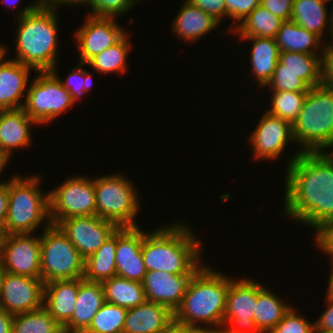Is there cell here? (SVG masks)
I'll list each match as a JSON object with an SVG mask.
<instances>
[{
    "instance_id": "obj_1",
    "label": "cell",
    "mask_w": 333,
    "mask_h": 333,
    "mask_svg": "<svg viewBox=\"0 0 333 333\" xmlns=\"http://www.w3.org/2000/svg\"><path fill=\"white\" fill-rule=\"evenodd\" d=\"M285 174L283 216L319 231L333 221V160L325 152H295Z\"/></svg>"
},
{
    "instance_id": "obj_2",
    "label": "cell",
    "mask_w": 333,
    "mask_h": 333,
    "mask_svg": "<svg viewBox=\"0 0 333 333\" xmlns=\"http://www.w3.org/2000/svg\"><path fill=\"white\" fill-rule=\"evenodd\" d=\"M15 57L13 60L29 66L35 72L57 69L58 15L57 9L36 0L23 6L17 14Z\"/></svg>"
},
{
    "instance_id": "obj_3",
    "label": "cell",
    "mask_w": 333,
    "mask_h": 333,
    "mask_svg": "<svg viewBox=\"0 0 333 333\" xmlns=\"http://www.w3.org/2000/svg\"><path fill=\"white\" fill-rule=\"evenodd\" d=\"M201 245L194 230L182 221L145 232L141 251L146 271L194 275L203 265Z\"/></svg>"
},
{
    "instance_id": "obj_4",
    "label": "cell",
    "mask_w": 333,
    "mask_h": 333,
    "mask_svg": "<svg viewBox=\"0 0 333 333\" xmlns=\"http://www.w3.org/2000/svg\"><path fill=\"white\" fill-rule=\"evenodd\" d=\"M232 279L204 263L190 279L174 320L188 326L222 328Z\"/></svg>"
},
{
    "instance_id": "obj_5",
    "label": "cell",
    "mask_w": 333,
    "mask_h": 333,
    "mask_svg": "<svg viewBox=\"0 0 333 333\" xmlns=\"http://www.w3.org/2000/svg\"><path fill=\"white\" fill-rule=\"evenodd\" d=\"M11 177L4 235L33 233L41 224H44L43 229L48 227L51 224L49 192L43 193L39 188L42 179L39 175Z\"/></svg>"
},
{
    "instance_id": "obj_6",
    "label": "cell",
    "mask_w": 333,
    "mask_h": 333,
    "mask_svg": "<svg viewBox=\"0 0 333 333\" xmlns=\"http://www.w3.org/2000/svg\"><path fill=\"white\" fill-rule=\"evenodd\" d=\"M294 141L301 152H326L333 146V89L310 88L292 125ZM325 149V150H324Z\"/></svg>"
},
{
    "instance_id": "obj_7",
    "label": "cell",
    "mask_w": 333,
    "mask_h": 333,
    "mask_svg": "<svg viewBox=\"0 0 333 333\" xmlns=\"http://www.w3.org/2000/svg\"><path fill=\"white\" fill-rule=\"evenodd\" d=\"M96 216L119 227H138L140 201L137 187L122 174L94 177Z\"/></svg>"
},
{
    "instance_id": "obj_8",
    "label": "cell",
    "mask_w": 333,
    "mask_h": 333,
    "mask_svg": "<svg viewBox=\"0 0 333 333\" xmlns=\"http://www.w3.org/2000/svg\"><path fill=\"white\" fill-rule=\"evenodd\" d=\"M41 245V280H74L83 278L84 259L58 225L43 229Z\"/></svg>"
},
{
    "instance_id": "obj_9",
    "label": "cell",
    "mask_w": 333,
    "mask_h": 333,
    "mask_svg": "<svg viewBox=\"0 0 333 333\" xmlns=\"http://www.w3.org/2000/svg\"><path fill=\"white\" fill-rule=\"evenodd\" d=\"M36 73L28 87L23 109L38 125L50 124L76 101L52 71Z\"/></svg>"
},
{
    "instance_id": "obj_10",
    "label": "cell",
    "mask_w": 333,
    "mask_h": 333,
    "mask_svg": "<svg viewBox=\"0 0 333 333\" xmlns=\"http://www.w3.org/2000/svg\"><path fill=\"white\" fill-rule=\"evenodd\" d=\"M48 192L51 224L58 225L71 217L96 215L94 177L75 175Z\"/></svg>"
},
{
    "instance_id": "obj_11",
    "label": "cell",
    "mask_w": 333,
    "mask_h": 333,
    "mask_svg": "<svg viewBox=\"0 0 333 333\" xmlns=\"http://www.w3.org/2000/svg\"><path fill=\"white\" fill-rule=\"evenodd\" d=\"M263 287V284L250 278L231 280L222 326L227 333H261L253 318L257 294Z\"/></svg>"
},
{
    "instance_id": "obj_12",
    "label": "cell",
    "mask_w": 333,
    "mask_h": 333,
    "mask_svg": "<svg viewBox=\"0 0 333 333\" xmlns=\"http://www.w3.org/2000/svg\"><path fill=\"white\" fill-rule=\"evenodd\" d=\"M9 234L0 238V261L6 272L41 279L40 236Z\"/></svg>"
},
{
    "instance_id": "obj_13",
    "label": "cell",
    "mask_w": 333,
    "mask_h": 333,
    "mask_svg": "<svg viewBox=\"0 0 333 333\" xmlns=\"http://www.w3.org/2000/svg\"><path fill=\"white\" fill-rule=\"evenodd\" d=\"M58 226L84 260L94 254L119 228L114 222L96 215L64 219Z\"/></svg>"
},
{
    "instance_id": "obj_14",
    "label": "cell",
    "mask_w": 333,
    "mask_h": 333,
    "mask_svg": "<svg viewBox=\"0 0 333 333\" xmlns=\"http://www.w3.org/2000/svg\"><path fill=\"white\" fill-rule=\"evenodd\" d=\"M115 18L86 16V20L74 32L79 48L80 63L86 64L92 57L119 42L126 34Z\"/></svg>"
},
{
    "instance_id": "obj_15",
    "label": "cell",
    "mask_w": 333,
    "mask_h": 333,
    "mask_svg": "<svg viewBox=\"0 0 333 333\" xmlns=\"http://www.w3.org/2000/svg\"><path fill=\"white\" fill-rule=\"evenodd\" d=\"M249 145L255 160H276L283 154L288 143H295L292 125L265 112L257 127L249 134Z\"/></svg>"
},
{
    "instance_id": "obj_16",
    "label": "cell",
    "mask_w": 333,
    "mask_h": 333,
    "mask_svg": "<svg viewBox=\"0 0 333 333\" xmlns=\"http://www.w3.org/2000/svg\"><path fill=\"white\" fill-rule=\"evenodd\" d=\"M44 284L41 279L6 272L0 308L13 315L40 309L43 307Z\"/></svg>"
},
{
    "instance_id": "obj_17",
    "label": "cell",
    "mask_w": 333,
    "mask_h": 333,
    "mask_svg": "<svg viewBox=\"0 0 333 333\" xmlns=\"http://www.w3.org/2000/svg\"><path fill=\"white\" fill-rule=\"evenodd\" d=\"M145 232L138 227H119L116 244L117 276L130 281L143 282L146 268L142 257Z\"/></svg>"
},
{
    "instance_id": "obj_18",
    "label": "cell",
    "mask_w": 333,
    "mask_h": 333,
    "mask_svg": "<svg viewBox=\"0 0 333 333\" xmlns=\"http://www.w3.org/2000/svg\"><path fill=\"white\" fill-rule=\"evenodd\" d=\"M192 276L147 271L142 282L147 301L164 305L174 313L182 302Z\"/></svg>"
},
{
    "instance_id": "obj_19",
    "label": "cell",
    "mask_w": 333,
    "mask_h": 333,
    "mask_svg": "<svg viewBox=\"0 0 333 333\" xmlns=\"http://www.w3.org/2000/svg\"><path fill=\"white\" fill-rule=\"evenodd\" d=\"M4 48L5 54L0 58V110L23 108L25 102L21 99L24 96L26 99L32 68L11 58L6 59L7 48Z\"/></svg>"
},
{
    "instance_id": "obj_20",
    "label": "cell",
    "mask_w": 333,
    "mask_h": 333,
    "mask_svg": "<svg viewBox=\"0 0 333 333\" xmlns=\"http://www.w3.org/2000/svg\"><path fill=\"white\" fill-rule=\"evenodd\" d=\"M38 125L23 108L0 110V155L8 162L13 150L31 145V127Z\"/></svg>"
},
{
    "instance_id": "obj_21",
    "label": "cell",
    "mask_w": 333,
    "mask_h": 333,
    "mask_svg": "<svg viewBox=\"0 0 333 333\" xmlns=\"http://www.w3.org/2000/svg\"><path fill=\"white\" fill-rule=\"evenodd\" d=\"M104 303L102 284L79 278L76 308L72 318L63 326V331L65 333H83Z\"/></svg>"
},
{
    "instance_id": "obj_22",
    "label": "cell",
    "mask_w": 333,
    "mask_h": 333,
    "mask_svg": "<svg viewBox=\"0 0 333 333\" xmlns=\"http://www.w3.org/2000/svg\"><path fill=\"white\" fill-rule=\"evenodd\" d=\"M78 290L79 278L44 284L43 307L62 327L74 314Z\"/></svg>"
},
{
    "instance_id": "obj_23",
    "label": "cell",
    "mask_w": 333,
    "mask_h": 333,
    "mask_svg": "<svg viewBox=\"0 0 333 333\" xmlns=\"http://www.w3.org/2000/svg\"><path fill=\"white\" fill-rule=\"evenodd\" d=\"M173 319L168 307L146 301L127 309L123 333H160Z\"/></svg>"
},
{
    "instance_id": "obj_24",
    "label": "cell",
    "mask_w": 333,
    "mask_h": 333,
    "mask_svg": "<svg viewBox=\"0 0 333 333\" xmlns=\"http://www.w3.org/2000/svg\"><path fill=\"white\" fill-rule=\"evenodd\" d=\"M180 11L172 23V32L179 39L189 43H195L196 40L214 29L219 27V22L215 20L209 13L192 5L189 1L183 0Z\"/></svg>"
},
{
    "instance_id": "obj_25",
    "label": "cell",
    "mask_w": 333,
    "mask_h": 333,
    "mask_svg": "<svg viewBox=\"0 0 333 333\" xmlns=\"http://www.w3.org/2000/svg\"><path fill=\"white\" fill-rule=\"evenodd\" d=\"M327 3L322 0H293L291 19L294 23L315 33L321 39L324 30L333 36V8L328 12ZM331 13V14H330Z\"/></svg>"
},
{
    "instance_id": "obj_26",
    "label": "cell",
    "mask_w": 333,
    "mask_h": 333,
    "mask_svg": "<svg viewBox=\"0 0 333 333\" xmlns=\"http://www.w3.org/2000/svg\"><path fill=\"white\" fill-rule=\"evenodd\" d=\"M243 42H252L250 50V70L253 72L259 88L266 87L271 80L279 61V48L275 38L238 37Z\"/></svg>"
},
{
    "instance_id": "obj_27",
    "label": "cell",
    "mask_w": 333,
    "mask_h": 333,
    "mask_svg": "<svg viewBox=\"0 0 333 333\" xmlns=\"http://www.w3.org/2000/svg\"><path fill=\"white\" fill-rule=\"evenodd\" d=\"M275 39L280 52L291 51L312 55H322L323 52L324 42L322 39L292 20L282 23Z\"/></svg>"
},
{
    "instance_id": "obj_28",
    "label": "cell",
    "mask_w": 333,
    "mask_h": 333,
    "mask_svg": "<svg viewBox=\"0 0 333 333\" xmlns=\"http://www.w3.org/2000/svg\"><path fill=\"white\" fill-rule=\"evenodd\" d=\"M322 55L284 51L279 53L275 71H291L310 88L322 85Z\"/></svg>"
},
{
    "instance_id": "obj_29",
    "label": "cell",
    "mask_w": 333,
    "mask_h": 333,
    "mask_svg": "<svg viewBox=\"0 0 333 333\" xmlns=\"http://www.w3.org/2000/svg\"><path fill=\"white\" fill-rule=\"evenodd\" d=\"M116 244L117 231L94 254L84 260L85 281L102 283L117 276Z\"/></svg>"
},
{
    "instance_id": "obj_30",
    "label": "cell",
    "mask_w": 333,
    "mask_h": 333,
    "mask_svg": "<svg viewBox=\"0 0 333 333\" xmlns=\"http://www.w3.org/2000/svg\"><path fill=\"white\" fill-rule=\"evenodd\" d=\"M291 308V304H286L276 293L264 286L257 294L253 318L257 329L261 333H269Z\"/></svg>"
},
{
    "instance_id": "obj_31",
    "label": "cell",
    "mask_w": 333,
    "mask_h": 333,
    "mask_svg": "<svg viewBox=\"0 0 333 333\" xmlns=\"http://www.w3.org/2000/svg\"><path fill=\"white\" fill-rule=\"evenodd\" d=\"M105 302L130 309L147 301L143 284L114 276L101 283Z\"/></svg>"
},
{
    "instance_id": "obj_32",
    "label": "cell",
    "mask_w": 333,
    "mask_h": 333,
    "mask_svg": "<svg viewBox=\"0 0 333 333\" xmlns=\"http://www.w3.org/2000/svg\"><path fill=\"white\" fill-rule=\"evenodd\" d=\"M283 22V19L259 5L229 33L234 32L239 37L276 38Z\"/></svg>"
},
{
    "instance_id": "obj_33",
    "label": "cell",
    "mask_w": 333,
    "mask_h": 333,
    "mask_svg": "<svg viewBox=\"0 0 333 333\" xmlns=\"http://www.w3.org/2000/svg\"><path fill=\"white\" fill-rule=\"evenodd\" d=\"M128 35L126 34L119 42L92 57L86 65L101 74H123L128 68L127 57L132 48Z\"/></svg>"
},
{
    "instance_id": "obj_34",
    "label": "cell",
    "mask_w": 333,
    "mask_h": 333,
    "mask_svg": "<svg viewBox=\"0 0 333 333\" xmlns=\"http://www.w3.org/2000/svg\"><path fill=\"white\" fill-rule=\"evenodd\" d=\"M63 327L41 307L13 316L12 333H63Z\"/></svg>"
},
{
    "instance_id": "obj_35",
    "label": "cell",
    "mask_w": 333,
    "mask_h": 333,
    "mask_svg": "<svg viewBox=\"0 0 333 333\" xmlns=\"http://www.w3.org/2000/svg\"><path fill=\"white\" fill-rule=\"evenodd\" d=\"M307 93L308 91H272L271 107L266 112L293 125L303 107Z\"/></svg>"
},
{
    "instance_id": "obj_36",
    "label": "cell",
    "mask_w": 333,
    "mask_h": 333,
    "mask_svg": "<svg viewBox=\"0 0 333 333\" xmlns=\"http://www.w3.org/2000/svg\"><path fill=\"white\" fill-rule=\"evenodd\" d=\"M127 309L105 302L83 333H122Z\"/></svg>"
},
{
    "instance_id": "obj_37",
    "label": "cell",
    "mask_w": 333,
    "mask_h": 333,
    "mask_svg": "<svg viewBox=\"0 0 333 333\" xmlns=\"http://www.w3.org/2000/svg\"><path fill=\"white\" fill-rule=\"evenodd\" d=\"M77 64L78 66L72 69V72L68 74L66 80H61L58 76L59 74H57V69L52 70L75 101H78L80 97L86 95V93L90 91L93 86L92 74L83 68L86 64L80 62Z\"/></svg>"
},
{
    "instance_id": "obj_38",
    "label": "cell",
    "mask_w": 333,
    "mask_h": 333,
    "mask_svg": "<svg viewBox=\"0 0 333 333\" xmlns=\"http://www.w3.org/2000/svg\"><path fill=\"white\" fill-rule=\"evenodd\" d=\"M140 0H88L91 8L90 16L98 18H117L128 13ZM130 9V10H129Z\"/></svg>"
},
{
    "instance_id": "obj_39",
    "label": "cell",
    "mask_w": 333,
    "mask_h": 333,
    "mask_svg": "<svg viewBox=\"0 0 333 333\" xmlns=\"http://www.w3.org/2000/svg\"><path fill=\"white\" fill-rule=\"evenodd\" d=\"M291 308L284 318L269 333H315L314 323Z\"/></svg>"
},
{
    "instance_id": "obj_40",
    "label": "cell",
    "mask_w": 333,
    "mask_h": 333,
    "mask_svg": "<svg viewBox=\"0 0 333 333\" xmlns=\"http://www.w3.org/2000/svg\"><path fill=\"white\" fill-rule=\"evenodd\" d=\"M270 91H309L310 87L291 71H274L271 80L267 83Z\"/></svg>"
},
{
    "instance_id": "obj_41",
    "label": "cell",
    "mask_w": 333,
    "mask_h": 333,
    "mask_svg": "<svg viewBox=\"0 0 333 333\" xmlns=\"http://www.w3.org/2000/svg\"><path fill=\"white\" fill-rule=\"evenodd\" d=\"M226 3V17L231 18L235 25L230 31L234 29L241 21H243L254 9L260 5V0H225Z\"/></svg>"
},
{
    "instance_id": "obj_42",
    "label": "cell",
    "mask_w": 333,
    "mask_h": 333,
    "mask_svg": "<svg viewBox=\"0 0 333 333\" xmlns=\"http://www.w3.org/2000/svg\"><path fill=\"white\" fill-rule=\"evenodd\" d=\"M328 42L324 43L321 57L322 85L333 89V40Z\"/></svg>"
},
{
    "instance_id": "obj_43",
    "label": "cell",
    "mask_w": 333,
    "mask_h": 333,
    "mask_svg": "<svg viewBox=\"0 0 333 333\" xmlns=\"http://www.w3.org/2000/svg\"><path fill=\"white\" fill-rule=\"evenodd\" d=\"M192 5L209 13L215 20L221 23L226 17L225 0H187Z\"/></svg>"
},
{
    "instance_id": "obj_44",
    "label": "cell",
    "mask_w": 333,
    "mask_h": 333,
    "mask_svg": "<svg viewBox=\"0 0 333 333\" xmlns=\"http://www.w3.org/2000/svg\"><path fill=\"white\" fill-rule=\"evenodd\" d=\"M314 235L317 249L333 259V221L324 225Z\"/></svg>"
},
{
    "instance_id": "obj_45",
    "label": "cell",
    "mask_w": 333,
    "mask_h": 333,
    "mask_svg": "<svg viewBox=\"0 0 333 333\" xmlns=\"http://www.w3.org/2000/svg\"><path fill=\"white\" fill-rule=\"evenodd\" d=\"M260 5L284 21L291 19L293 0H260Z\"/></svg>"
},
{
    "instance_id": "obj_46",
    "label": "cell",
    "mask_w": 333,
    "mask_h": 333,
    "mask_svg": "<svg viewBox=\"0 0 333 333\" xmlns=\"http://www.w3.org/2000/svg\"><path fill=\"white\" fill-rule=\"evenodd\" d=\"M326 310L314 322L315 333H327L333 331V297L326 296Z\"/></svg>"
},
{
    "instance_id": "obj_47",
    "label": "cell",
    "mask_w": 333,
    "mask_h": 333,
    "mask_svg": "<svg viewBox=\"0 0 333 333\" xmlns=\"http://www.w3.org/2000/svg\"><path fill=\"white\" fill-rule=\"evenodd\" d=\"M9 205V180L0 182V236L4 235V225L7 219Z\"/></svg>"
},
{
    "instance_id": "obj_48",
    "label": "cell",
    "mask_w": 333,
    "mask_h": 333,
    "mask_svg": "<svg viewBox=\"0 0 333 333\" xmlns=\"http://www.w3.org/2000/svg\"><path fill=\"white\" fill-rule=\"evenodd\" d=\"M13 316L0 308V333H12Z\"/></svg>"
},
{
    "instance_id": "obj_49",
    "label": "cell",
    "mask_w": 333,
    "mask_h": 333,
    "mask_svg": "<svg viewBox=\"0 0 333 333\" xmlns=\"http://www.w3.org/2000/svg\"><path fill=\"white\" fill-rule=\"evenodd\" d=\"M88 0H41V3L53 7L57 9L60 5H66V6H76V5H81L83 6L84 4L86 5Z\"/></svg>"
},
{
    "instance_id": "obj_50",
    "label": "cell",
    "mask_w": 333,
    "mask_h": 333,
    "mask_svg": "<svg viewBox=\"0 0 333 333\" xmlns=\"http://www.w3.org/2000/svg\"><path fill=\"white\" fill-rule=\"evenodd\" d=\"M160 333H187V325L173 319Z\"/></svg>"
},
{
    "instance_id": "obj_51",
    "label": "cell",
    "mask_w": 333,
    "mask_h": 333,
    "mask_svg": "<svg viewBox=\"0 0 333 333\" xmlns=\"http://www.w3.org/2000/svg\"><path fill=\"white\" fill-rule=\"evenodd\" d=\"M187 333H218V327L187 325Z\"/></svg>"
},
{
    "instance_id": "obj_52",
    "label": "cell",
    "mask_w": 333,
    "mask_h": 333,
    "mask_svg": "<svg viewBox=\"0 0 333 333\" xmlns=\"http://www.w3.org/2000/svg\"><path fill=\"white\" fill-rule=\"evenodd\" d=\"M329 260H330V263H331V264H329V265H331L330 266L331 272L329 274V279H328V282H327L328 287H327L326 295L328 297H333V259H329Z\"/></svg>"
},
{
    "instance_id": "obj_53",
    "label": "cell",
    "mask_w": 333,
    "mask_h": 333,
    "mask_svg": "<svg viewBox=\"0 0 333 333\" xmlns=\"http://www.w3.org/2000/svg\"><path fill=\"white\" fill-rule=\"evenodd\" d=\"M6 271L3 268L2 262L0 261V302H1V292H2V283Z\"/></svg>"
},
{
    "instance_id": "obj_54",
    "label": "cell",
    "mask_w": 333,
    "mask_h": 333,
    "mask_svg": "<svg viewBox=\"0 0 333 333\" xmlns=\"http://www.w3.org/2000/svg\"><path fill=\"white\" fill-rule=\"evenodd\" d=\"M2 1V3H4V4H8V6L11 8V9H16V7H17V4H20L19 2H20V0H16L15 2H13L12 3V1L10 2L9 0H1ZM10 2V3H9ZM17 3V4H16ZM16 4V5H15Z\"/></svg>"
},
{
    "instance_id": "obj_55",
    "label": "cell",
    "mask_w": 333,
    "mask_h": 333,
    "mask_svg": "<svg viewBox=\"0 0 333 333\" xmlns=\"http://www.w3.org/2000/svg\"><path fill=\"white\" fill-rule=\"evenodd\" d=\"M7 162L1 155H0V177H1V174L2 172H4V167L7 166ZM1 182V181H0Z\"/></svg>"
},
{
    "instance_id": "obj_56",
    "label": "cell",
    "mask_w": 333,
    "mask_h": 333,
    "mask_svg": "<svg viewBox=\"0 0 333 333\" xmlns=\"http://www.w3.org/2000/svg\"><path fill=\"white\" fill-rule=\"evenodd\" d=\"M5 46L0 44V58L5 54Z\"/></svg>"
},
{
    "instance_id": "obj_57",
    "label": "cell",
    "mask_w": 333,
    "mask_h": 333,
    "mask_svg": "<svg viewBox=\"0 0 333 333\" xmlns=\"http://www.w3.org/2000/svg\"><path fill=\"white\" fill-rule=\"evenodd\" d=\"M332 148V150H329V151H331V152H325L332 160H333V146L331 147Z\"/></svg>"
},
{
    "instance_id": "obj_58",
    "label": "cell",
    "mask_w": 333,
    "mask_h": 333,
    "mask_svg": "<svg viewBox=\"0 0 333 333\" xmlns=\"http://www.w3.org/2000/svg\"><path fill=\"white\" fill-rule=\"evenodd\" d=\"M218 333H227L223 328H218Z\"/></svg>"
},
{
    "instance_id": "obj_59",
    "label": "cell",
    "mask_w": 333,
    "mask_h": 333,
    "mask_svg": "<svg viewBox=\"0 0 333 333\" xmlns=\"http://www.w3.org/2000/svg\"><path fill=\"white\" fill-rule=\"evenodd\" d=\"M322 1L325 2V3H328V1L330 2V1H333V0H322ZM331 5H333V3ZM331 8H333V6H331Z\"/></svg>"
}]
</instances>
